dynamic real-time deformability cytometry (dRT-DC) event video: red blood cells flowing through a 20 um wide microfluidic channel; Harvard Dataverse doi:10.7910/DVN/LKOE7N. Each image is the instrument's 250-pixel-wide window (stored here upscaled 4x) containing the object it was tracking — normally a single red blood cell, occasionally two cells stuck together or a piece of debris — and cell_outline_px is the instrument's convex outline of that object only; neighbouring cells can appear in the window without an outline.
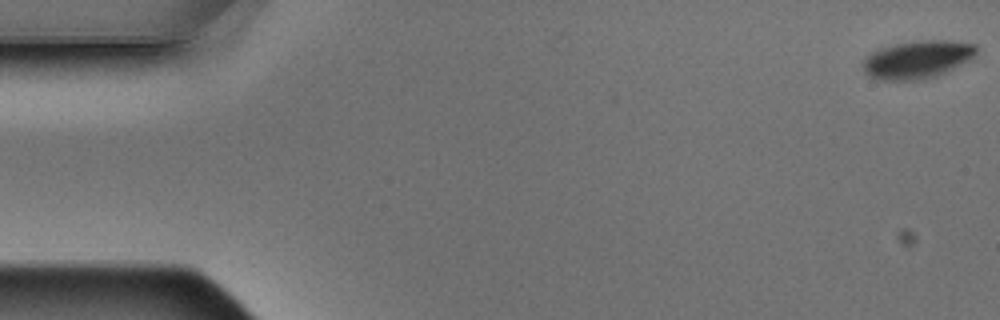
{"species": "Egyptian fruit bat (a non-hibernating species)", "species_latin": "Rousettus aegyptiacus", "temperature_condition": "warm", "stored_images_in_passage": 5, "camera_frame_rate_fps": 3000, "um_per_image_px": 0.085, "animal": {"sex": "male"}, "frame": {"image": 1, "passage_image": 1, "time_ms": 0.0, "image_size_px": [1000, 320], "cell_outline_px": [[980, 48], [976, 56], [972, 60], [936, 76], [920, 80], [876, 80], [868, 76], [864, 72], [864, 60], [872, 52], [880, 48], [896, 44], [920, 40], [952, 40], [976, 44]], "centroid_in_image_um": [78.05, 5.05], "position_along_channel_um": 6.9, "area_um2": 25.37}}